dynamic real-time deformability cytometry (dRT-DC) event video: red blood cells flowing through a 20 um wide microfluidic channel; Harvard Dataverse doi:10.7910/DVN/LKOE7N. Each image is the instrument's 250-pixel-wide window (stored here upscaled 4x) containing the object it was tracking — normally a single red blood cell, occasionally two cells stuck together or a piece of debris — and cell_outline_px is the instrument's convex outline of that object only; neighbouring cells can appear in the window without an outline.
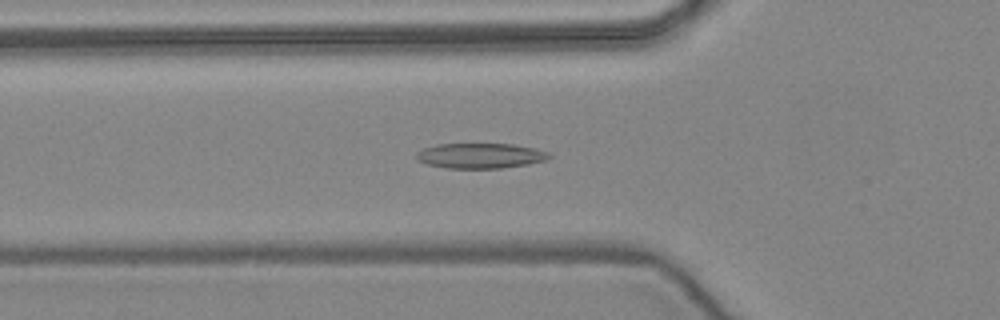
{"species": "common noctule bat (a hibernating species)", "species_latin": "Nyctalus noctula", "temperature_condition": "warm", "stored_images_in_passage": 52, "camera_frame_rate_fps": 3000, "um_per_image_px": 0.085, "animal": {"sex": "female", "body_mass_g": 24.6, "forearm_length_mm": 56.2}, "frame": {"image": 1, "passage_image": 18, "time_ms": 5.667, "image_size_px": [1000, 320], "cell_outline_px": [[552, 156], [544, 160], [528, 164], [500, 168], [448, 168], [428, 164], [416, 160], [416, 152], [424, 148], [436, 144], [512, 144], [536, 148], [548, 152]], "centroid_in_image_um": [40.82, 13.23], "position_along_channel_um": 85.0, "area_um2": 19.42}}
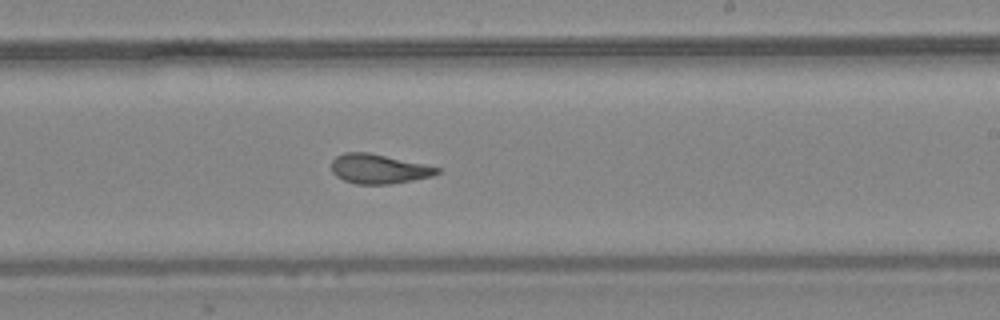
{"frame": {"image": 2, "passage_image": 31, "time_ms": 10.0, "image_size_px": [1000, 320], "cell_outline_px": [[440, 172], [432, 176], [412, 180], [388, 184], [356, 184], [344, 180], [336, 176], [332, 172], [332, 160], [336, 156], [344, 152], [368, 152], [424, 164], [440, 168]], "centroid_in_image_um": [32.16, 14.35], "position_along_channel_um": 256.8, "area_um2": 18.03}}
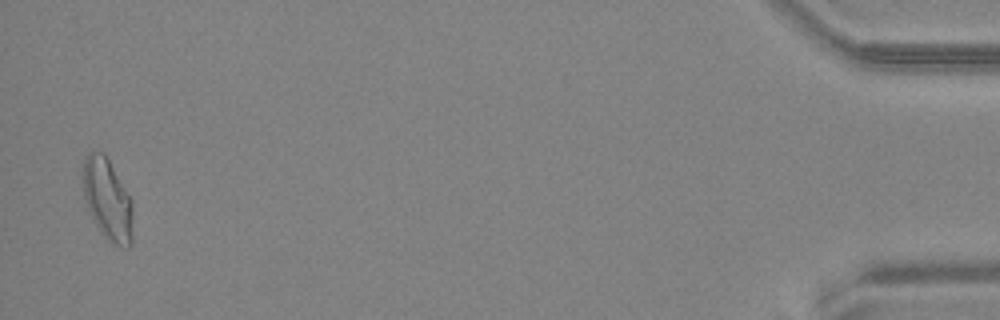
{"frame": {"image": 3, "passage_image": 51, "time_ms": 16.667, "image_size_px": [1000, 320], "cell_outline_px": [[132, 244], [128, 248], [124, 248], [108, 240], [100, 232], [84, 200], [84, 156], [88, 152], [104, 152], [132, 200]], "centroid_in_image_um": [9.16, 16.97], "position_along_channel_um": 426.0, "area_um2": 23.47}, "authors_computed_cell_mechanics": {"area_um2": 19.4497, "velocity_mm_per_s": 3.9437, "shape_relaxation_time_tau1_ms": null, "shape_relaxation_time_tau2_ms": 1.7215, "deformation_change_tau1": null, "deformation_change_tau2": 0.0885}}